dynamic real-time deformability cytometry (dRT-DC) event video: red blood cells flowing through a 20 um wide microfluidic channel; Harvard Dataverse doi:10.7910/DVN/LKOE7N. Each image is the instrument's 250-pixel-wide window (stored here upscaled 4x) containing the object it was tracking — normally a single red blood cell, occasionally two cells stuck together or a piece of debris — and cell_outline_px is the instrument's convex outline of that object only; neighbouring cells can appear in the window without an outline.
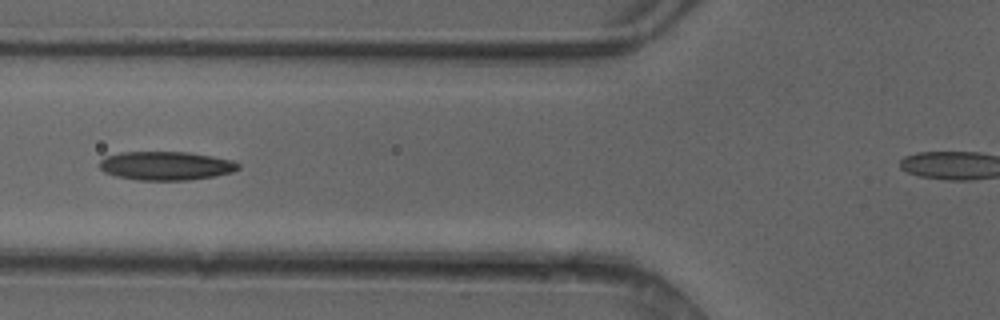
{"species": "common noctule bat (a hibernating species)", "species_latin": "Nyctalus noctula", "temperature_condition": "cold", "stored_images_in_passage": 5, "camera_frame_rate_fps": 3000, "um_per_image_px": 0.085, "animal": {"sex": "female"}, "frame": {"image": 1, "passage_image": 5, "time_ms": 1.333, "image_size_px": [1000, 320], "cell_outline_px": [[240, 168], [232, 172], [216, 176], [188, 180], [140, 180], [116, 176], [104, 172], [100, 168], [100, 160], [104, 156], [120, 152], [188, 152], [212, 156], [232, 160], [240, 164]], "centroid_in_image_um": [14.11, 14.09], "position_along_channel_um": 111.7, "area_um2": 23.29}}